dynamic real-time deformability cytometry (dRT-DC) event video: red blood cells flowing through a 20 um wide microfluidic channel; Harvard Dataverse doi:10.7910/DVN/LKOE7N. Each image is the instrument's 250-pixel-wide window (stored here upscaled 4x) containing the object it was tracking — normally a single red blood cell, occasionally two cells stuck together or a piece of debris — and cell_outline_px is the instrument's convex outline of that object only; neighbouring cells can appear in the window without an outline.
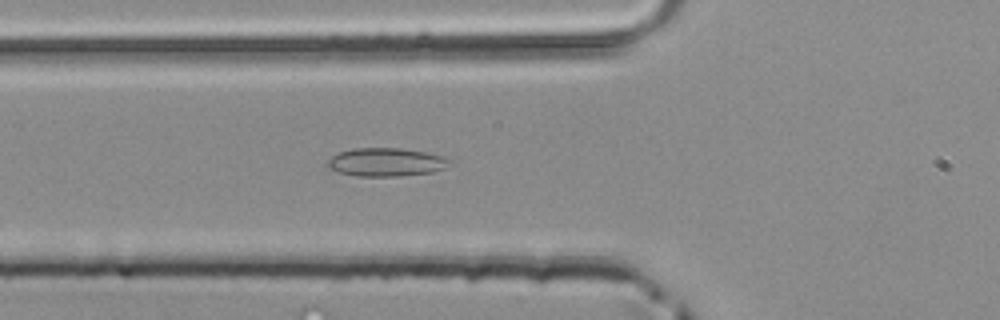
{"species": "common noctule bat (a hibernating species)", "species_latin": "Nyctalus noctula", "temperature_condition": "room temperature", "stored_images_in_passage": 42, "camera_frame_rate_fps": 3000, "um_per_image_px": 0.085, "animal": {"sex": "male", "body_mass_g": 20.4}, "frame": {"image": 1, "passage_image": 17, "time_ms": 5.333, "image_size_px": [1000, 320], "cell_outline_px": [[452, 160], [444, 168], [432, 172], [400, 176], [356, 176], [340, 172], [332, 168], [328, 164], [328, 160], [332, 156], [340, 152], [352, 148], [400, 148], [424, 152], [444, 156]], "centroid_in_image_um": [32.85, 13.78], "position_along_channel_um": 93.0, "area_um2": 19.94}}
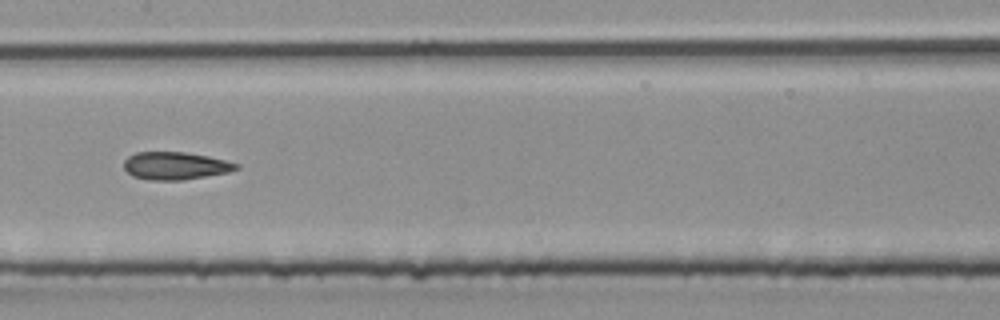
{"frame": {"image": 2, "passage_image": 24, "time_ms": 7.667, "image_size_px": [1000, 320], "cell_outline_px": [[240, 168], [228, 172], [184, 180], [152, 180], [132, 176], [124, 168], [124, 160], [128, 156], [136, 152], [184, 152], [208, 156], [240, 164]], "centroid_in_image_um": [14.9, 14.09], "position_along_channel_um": 192.5, "area_um2": 18.09}}
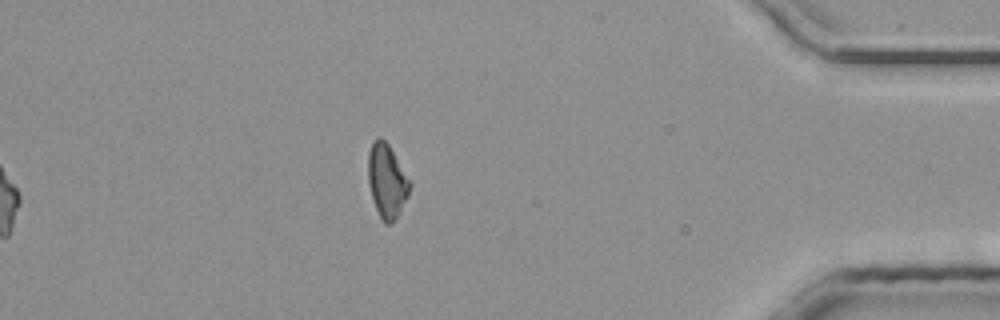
{"frame": {"image": 3, "passage_image": 42, "time_ms": 13.667, "image_size_px": [1000, 320], "cell_outline_px": [[412, 184], [408, 196], [392, 224], [384, 224], [376, 208], [368, 184], [368, 152], [372, 140], [376, 136], [380, 136], [388, 144]], "centroid_in_image_um": [32.87, 15.35], "position_along_channel_um": 402.3, "area_um2": 17.86}}